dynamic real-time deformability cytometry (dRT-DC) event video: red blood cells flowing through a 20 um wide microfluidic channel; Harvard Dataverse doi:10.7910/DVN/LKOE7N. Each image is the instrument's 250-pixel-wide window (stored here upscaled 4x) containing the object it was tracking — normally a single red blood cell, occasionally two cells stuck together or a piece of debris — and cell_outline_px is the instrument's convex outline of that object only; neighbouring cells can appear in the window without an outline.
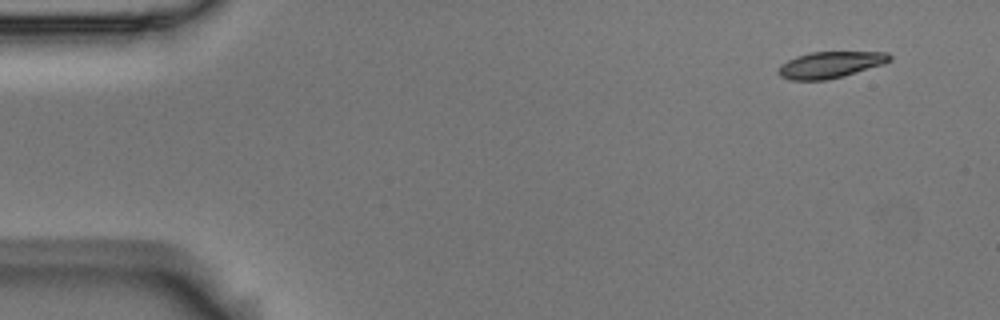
{"species": "Egyptian fruit bat (a non-hibernating species)", "species_latin": "Rousettus aegyptiacus", "temperature_condition": "room temperature", "stored_images_in_passage": 6, "camera_frame_rate_fps": 3000, "um_per_image_px": 0.085, "animal": {"sex": "male"}, "frame": {"image": 1, "passage_image": 1, "time_ms": 0.0, "image_size_px": [1000, 320], "cell_outline_px": [[892, 60], [884, 64], [840, 76], [824, 80], [788, 80], [780, 76], [776, 72], [780, 64], [796, 56], [812, 52], [888, 52], [892, 56]], "centroid_in_image_um": [70.54, 5.5], "position_along_channel_um": 14.5, "area_um2": 17.05}}
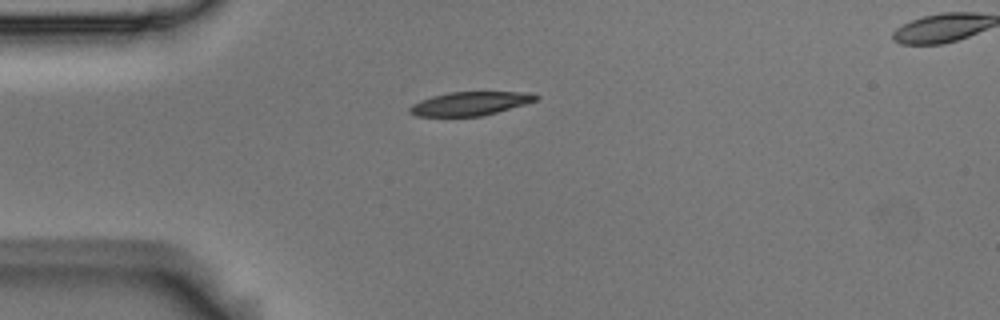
{"frame": {"image": 2, "passage_image": 4, "time_ms": 1.0, "image_size_px": [1000, 320], "cell_outline_px": [[540, 96], [536, 100], [524, 104], [496, 112], [480, 116], [416, 116], [408, 112], [408, 108], [412, 104], [420, 100], [432, 96], [448, 92], [532, 92]], "centroid_in_image_um": [39.93, 8.79], "position_along_channel_um": 45.1, "area_um2": 17.34}}
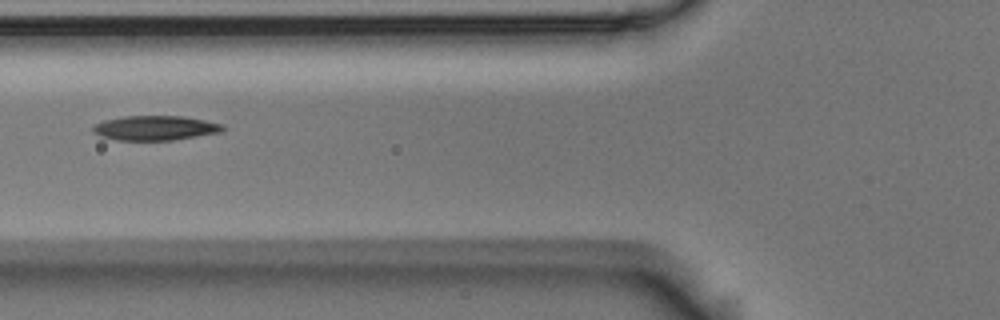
{"frame": {"image": 3, "passage_image": 6, "time_ms": 1.667, "image_size_px": [1000, 320], "cell_outline_px": [[224, 132], [172, 140], [116, 140], [100, 136], [92, 132], [92, 128], [96, 124], [104, 120], [124, 116], [184, 116], [224, 124]], "centroid_in_image_um": [13.21, 10.88], "position_along_channel_um": 112.6, "area_um2": 18.73}}